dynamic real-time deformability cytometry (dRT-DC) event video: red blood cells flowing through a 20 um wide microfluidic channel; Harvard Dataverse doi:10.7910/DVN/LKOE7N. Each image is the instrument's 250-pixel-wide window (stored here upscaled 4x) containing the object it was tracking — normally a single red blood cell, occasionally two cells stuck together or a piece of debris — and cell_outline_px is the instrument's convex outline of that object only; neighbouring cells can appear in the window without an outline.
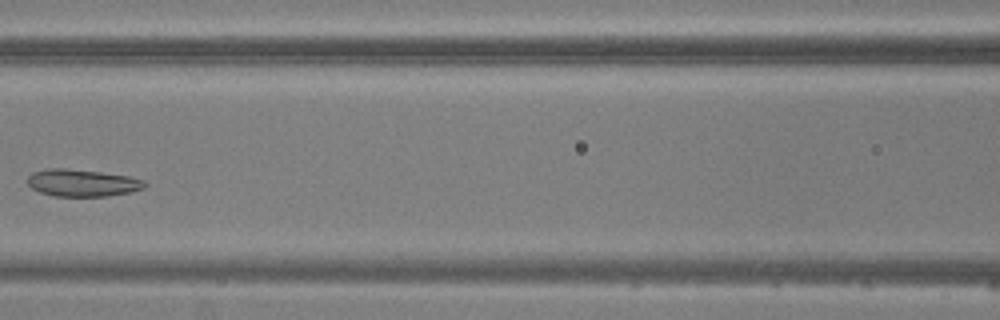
{"species": "common noctule bat (a hibernating species)", "species_latin": "Nyctalus noctula", "temperature_condition": "warm", "stored_images_in_passage": 4, "camera_frame_rate_fps": 3000, "um_per_image_px": 0.085, "animal": {"sex": "male", "body_mass_g": 20.5, "forearm_length_mm": 52.5}, "frame": {"image": 1, "passage_image": 4, "time_ms": 3.667, "image_size_px": [1000, 320], "cell_outline_px": [[148, 184], [144, 188], [132, 192], [108, 196], [56, 196], [40, 192], [32, 188], [28, 184], [28, 176], [32, 172], [48, 168], [64, 168], [100, 172], [128, 176], [144, 180]], "centroid_in_image_um": [7.01, 15.54], "position_along_channel_um": 159.6, "area_um2": 18.55}}